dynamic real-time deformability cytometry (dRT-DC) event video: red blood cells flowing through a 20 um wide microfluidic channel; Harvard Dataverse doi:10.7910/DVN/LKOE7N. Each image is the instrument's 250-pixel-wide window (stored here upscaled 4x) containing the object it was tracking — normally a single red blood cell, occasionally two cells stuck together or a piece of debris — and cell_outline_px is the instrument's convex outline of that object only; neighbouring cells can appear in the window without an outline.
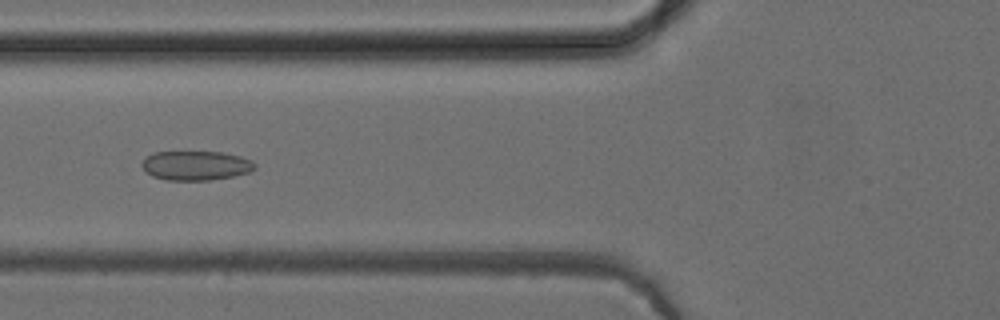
{"species": "common noctule bat (a hibernating species)", "species_latin": "Nyctalus noctula", "temperature_condition": "cold", "stored_images_in_passage": 48, "camera_frame_rate_fps": 3000, "um_per_image_px": 0.085, "animal": {"sex": "female", "body_mass_g": 24.6, "forearm_length_mm": 56.2}, "frame": {"image": 1, "passage_image": 16, "time_ms": 5.0, "image_size_px": [1000, 320], "cell_outline_px": [[256, 168], [248, 172], [232, 176], [208, 180], [168, 180], [152, 176], [140, 164], [152, 152], [224, 152], [240, 156], [252, 160], [256, 164]], "centroid_in_image_um": [16.67, 14.06], "position_along_channel_um": 109.1, "area_um2": 19.19}}
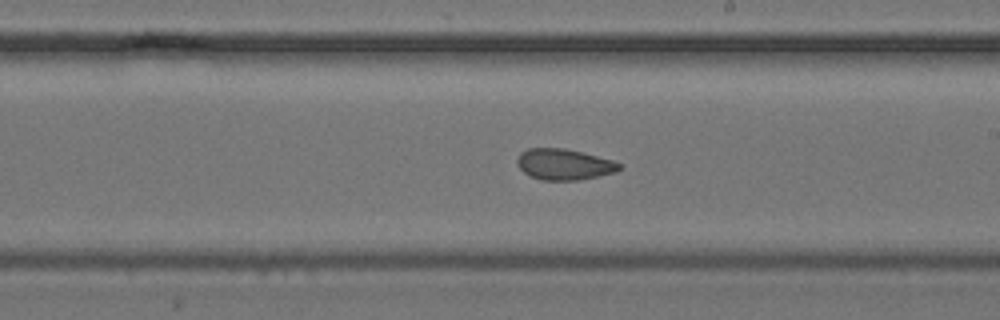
{"frame": {"image": 2, "passage_image": 26, "time_ms": 8.333, "image_size_px": [1000, 320], "cell_outline_px": [[624, 168], [616, 172], [576, 180], [544, 180], [532, 176], [524, 172], [516, 164], [516, 160], [520, 152], [528, 148], [564, 148], [584, 152], [612, 160], [624, 164]], "centroid_in_image_um": [47.98, 13.95], "position_along_channel_um": 241.0, "area_um2": 18.55}}
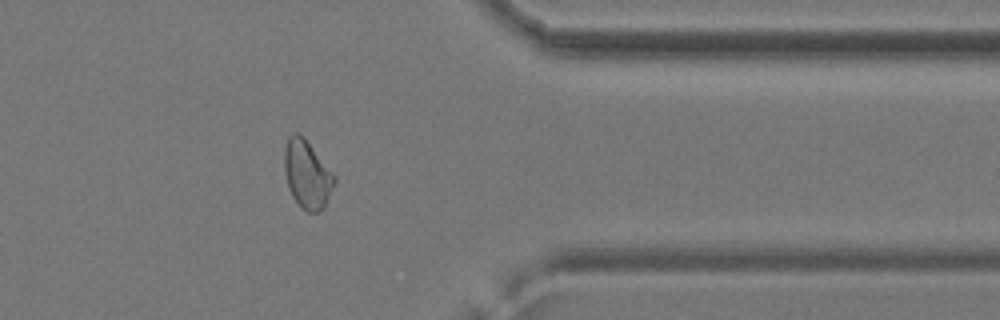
{"frame": {"image": 3, "passage_image": 38, "time_ms": 12.333, "image_size_px": [1000, 320], "cell_outline_px": [[336, 180], [324, 208], [320, 212], [308, 212], [300, 208], [292, 196], [288, 188], [284, 172], [284, 148], [288, 136], [292, 132], [296, 132], [304, 136], [336, 176]], "centroid_in_image_um": [26.09, 14.81], "position_along_channel_um": 385.3, "area_um2": 20.23}, "authors_computed_cell_mechanics": {"area_um2": 19.6809, "velocity_mm_per_s": 3.9475, "shape_relaxation_time_tau1_ms": 8.5827, "shape_relaxation_time_tau2_ms": 1.7714, "deformation_change_tau1": 0.1285, "deformation_change_tau2": 0.0607}}